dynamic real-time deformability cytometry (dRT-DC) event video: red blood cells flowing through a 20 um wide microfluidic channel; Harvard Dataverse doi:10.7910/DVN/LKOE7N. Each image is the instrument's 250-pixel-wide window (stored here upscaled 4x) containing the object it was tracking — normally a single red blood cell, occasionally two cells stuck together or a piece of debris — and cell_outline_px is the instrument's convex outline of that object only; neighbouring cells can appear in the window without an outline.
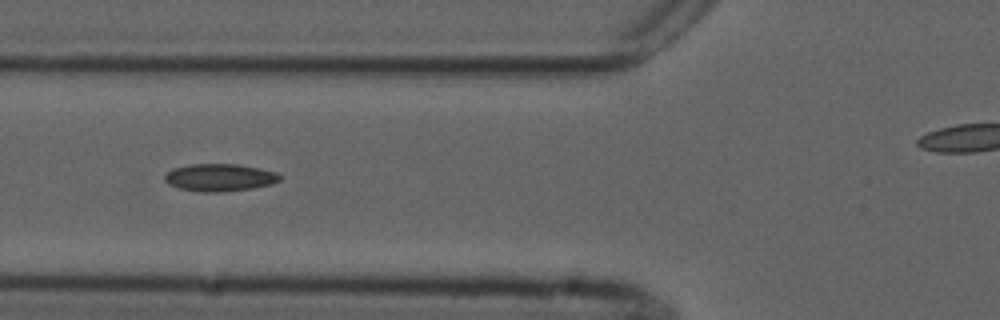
{"species": "common noctule bat (a hibernating species)", "species_latin": "Nyctalus noctula", "temperature_condition": "cold", "stored_images_in_passage": 34, "camera_frame_rate_fps": 3000, "um_per_image_px": 0.085, "animal": {"sex": "male", "forearm_length_mm": 52.5}, "frame": {"image": 1, "passage_image": 6, "time_ms": 1.667, "image_size_px": [1000, 320], "cell_outline_px": [[280, 180], [272, 184], [252, 188], [220, 192], [204, 192], [180, 188], [168, 184], [164, 180], [164, 176], [172, 168], [192, 164], [240, 164], [276, 172], [280, 176]], "centroid_in_image_um": [18.66, 15.08], "position_along_channel_um": 107.1, "area_um2": 18.32}}
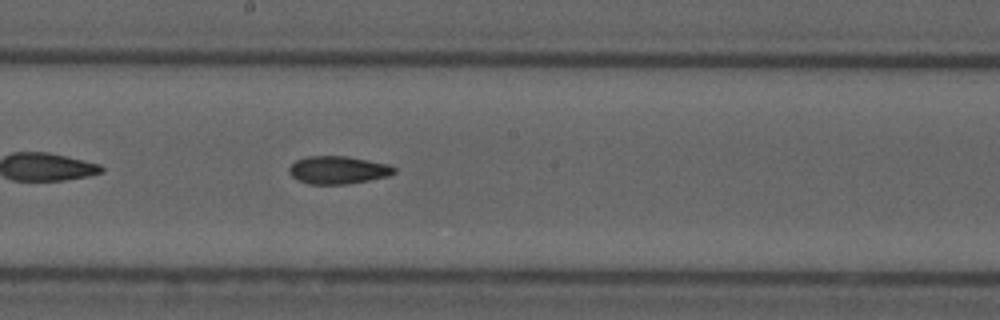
{"frame": {"image": 2, "passage_image": 15, "time_ms": 4.667, "image_size_px": [1000, 320], "cell_outline_px": [[396, 172], [388, 176], [368, 180], [344, 184], [308, 184], [292, 176], [288, 172], [288, 168], [296, 160], [308, 156], [348, 156], [388, 164], [396, 168]], "centroid_in_image_um": [28.73, 14.44], "position_along_channel_um": 219.5, "area_um2": 16.94}}
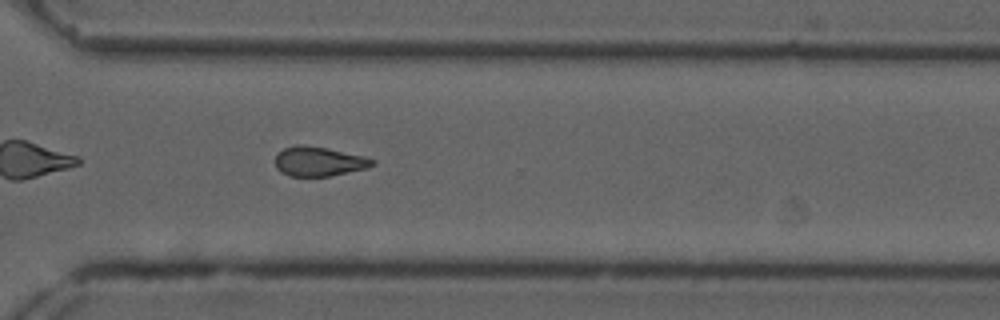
{"frame": {"image": 3, "passage_image": 25, "time_ms": 8.0, "image_size_px": [1000, 320], "cell_outline_px": [[376, 164], [368, 168], [328, 176], [288, 176], [280, 172], [276, 168], [276, 156], [284, 148], [296, 144], [304, 144], [328, 148], [364, 156], [376, 160]], "centroid_in_image_um": [27.11, 13.71], "position_along_channel_um": 343.5, "area_um2": 16.82}, "authors_computed_cell_mechanics": {"area_um2": 16.9932, "velocity_mm_per_s": 3.7308, "shape_relaxation_time_tau1_ms": null, "shape_relaxation_time_tau2_ms": 10.4192, "deformation_change_tau1": null, "deformation_change_tau2": 0.1901}}